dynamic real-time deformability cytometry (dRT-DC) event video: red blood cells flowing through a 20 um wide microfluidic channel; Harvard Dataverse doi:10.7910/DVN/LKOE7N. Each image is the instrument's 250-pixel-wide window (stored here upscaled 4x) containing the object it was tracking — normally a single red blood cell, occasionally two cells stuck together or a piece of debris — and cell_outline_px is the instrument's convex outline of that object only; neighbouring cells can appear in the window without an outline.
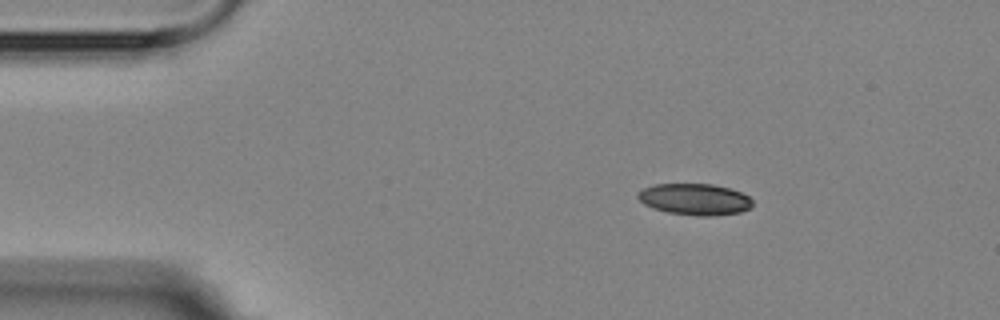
{"species": "Egyptian fruit bat (a non-hibernating species)", "species_latin": "Rousettus aegyptiacus", "temperature_condition": "room temperature", "stored_images_in_passage": 3, "camera_frame_rate_fps": 3000, "um_per_image_px": 0.085, "animal": {"sex": "female"}, "frame": {"image": 1, "passage_image": 1, "time_ms": 0.0, "image_size_px": [1000, 320], "cell_outline_px": [[752, 208], [740, 212], [708, 216], [700, 216], [668, 212], [652, 208], [644, 204], [636, 196], [636, 192], [652, 184], [712, 184], [728, 188], [740, 192], [748, 196], [752, 200]], "centroid_in_image_um": [59.03, 16.93], "position_along_channel_um": 26.0, "area_um2": 20.98}}